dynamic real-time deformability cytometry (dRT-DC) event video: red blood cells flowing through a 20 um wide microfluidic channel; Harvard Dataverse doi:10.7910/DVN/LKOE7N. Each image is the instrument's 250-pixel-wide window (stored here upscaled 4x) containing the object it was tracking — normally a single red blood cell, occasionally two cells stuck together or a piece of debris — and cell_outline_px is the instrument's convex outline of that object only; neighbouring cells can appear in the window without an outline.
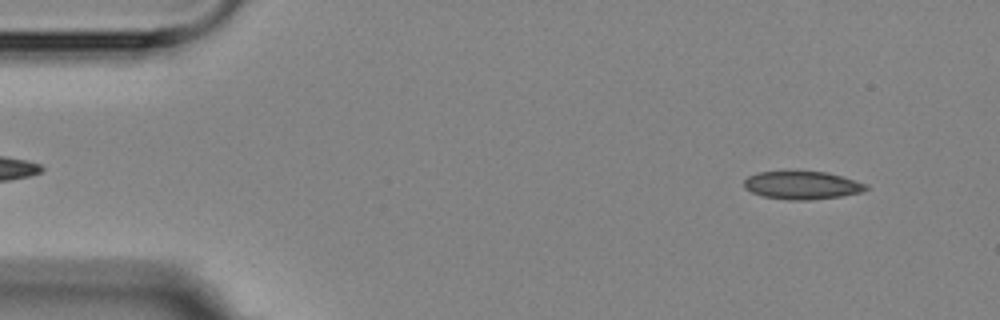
{"species": "Egyptian fruit bat (a non-hibernating species)", "species_latin": "Rousettus aegyptiacus", "temperature_condition": "room temperature", "stored_images_in_passage": 5, "segment_of_instrument_passage": [1, 2], "camera_frame_rate_fps": 3000, "um_per_image_px": 0.085, "animal": {"sex": "female"}, "frame": {"image": 1, "passage_image": 2, "time_ms": 1.0, "image_size_px": [1000, 320], "cell_outline_px": [[868, 188], [860, 192], [840, 196], [812, 200], [788, 200], [760, 196], [744, 188], [744, 180], [748, 176], [756, 172], [824, 172], [840, 176], [868, 184]], "centroid_in_image_um": [68.13, 15.76], "position_along_channel_um": 16.9, "area_um2": 19.77}}